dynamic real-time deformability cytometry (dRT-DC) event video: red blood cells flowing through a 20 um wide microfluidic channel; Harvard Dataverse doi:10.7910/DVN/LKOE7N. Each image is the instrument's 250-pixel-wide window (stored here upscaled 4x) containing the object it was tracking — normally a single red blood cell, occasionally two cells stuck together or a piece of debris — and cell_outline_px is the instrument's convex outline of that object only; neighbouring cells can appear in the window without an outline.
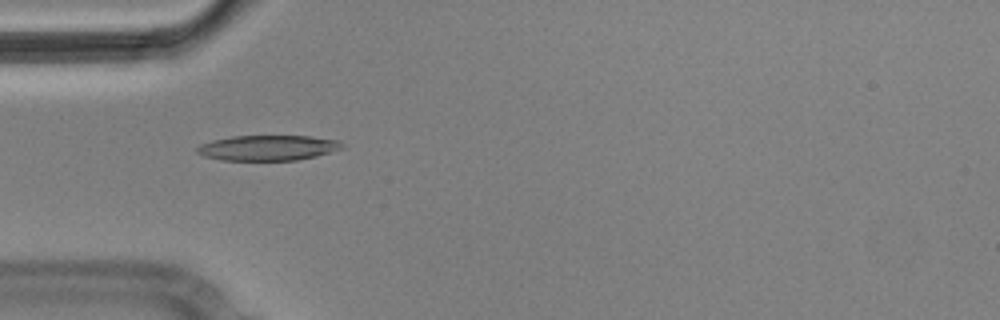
{"species": "Egyptian fruit bat (a non-hibernating species)", "species_latin": "Rousettus aegyptiacus", "temperature_condition": "cold", "stored_images_in_passage": 7, "camera_frame_rate_fps": 3000, "um_per_image_px": 0.085, "animal": {"sex": "male"}, "frame": {"image": 1, "passage_image": 6, "time_ms": 1.667, "image_size_px": [1000, 320], "cell_outline_px": [[344, 148], [316, 156], [296, 160], [220, 160], [204, 156], [196, 152], [196, 148], [200, 144], [212, 140], [232, 136], [308, 136], [340, 140], [344, 144]], "centroid_in_image_um": [22.77, 12.56], "position_along_channel_um": 62.2, "area_um2": 21.44}}